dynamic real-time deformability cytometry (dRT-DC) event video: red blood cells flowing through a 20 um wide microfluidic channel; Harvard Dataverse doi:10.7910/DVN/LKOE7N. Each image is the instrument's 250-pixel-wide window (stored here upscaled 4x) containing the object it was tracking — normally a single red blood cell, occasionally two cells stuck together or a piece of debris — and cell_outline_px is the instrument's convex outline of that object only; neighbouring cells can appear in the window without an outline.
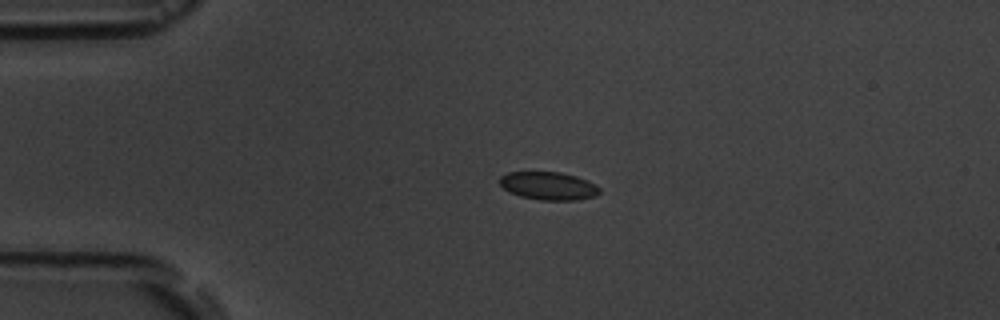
{"species": "common noctule bat (a hibernating species)", "species_latin": "Nyctalus noctula", "temperature_condition": "room temperature", "stored_images_in_passage": 4, "camera_frame_rate_fps": 3000, "um_per_image_px": 0.085, "animal": {"sex": "male", "body_mass_g": 19.5, "forearm_length_mm": 54.6}, "frame": {"image": 1, "passage_image": 2, "time_ms": 1.333, "image_size_px": [1000, 320], "cell_outline_px": [[600, 192], [596, 196], [576, 200], [540, 200], [520, 196], [508, 192], [500, 184], [500, 176], [508, 172], [560, 172], [576, 176], [588, 180], [596, 184], [600, 188]], "centroid_in_image_um": [46.64, 15.8], "position_along_channel_um": 38.4, "area_um2": 16.42}}
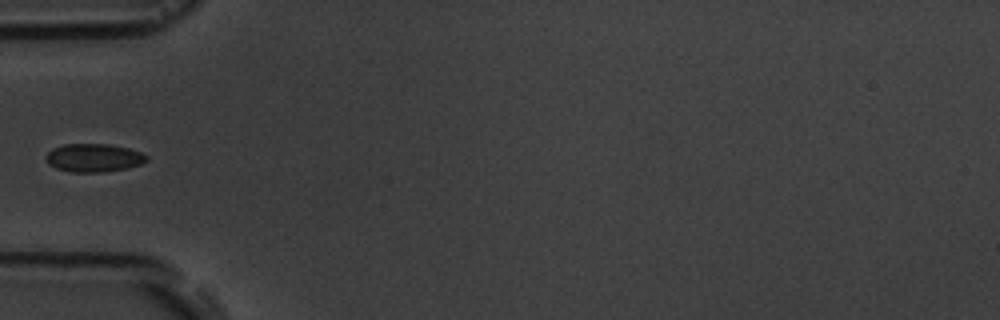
{"frame": {"image": 2, "passage_image": 4, "time_ms": 3.333, "image_size_px": [1000, 320], "cell_outline_px": [[148, 160], [140, 164], [128, 168], [104, 172], [68, 172], [56, 168], [48, 164], [44, 156], [52, 148], [64, 144], [108, 144], [128, 148], [140, 152], [148, 156]], "centroid_in_image_um": [7.94, 13.42], "position_along_channel_um": 77.1, "area_um2": 16.7}}